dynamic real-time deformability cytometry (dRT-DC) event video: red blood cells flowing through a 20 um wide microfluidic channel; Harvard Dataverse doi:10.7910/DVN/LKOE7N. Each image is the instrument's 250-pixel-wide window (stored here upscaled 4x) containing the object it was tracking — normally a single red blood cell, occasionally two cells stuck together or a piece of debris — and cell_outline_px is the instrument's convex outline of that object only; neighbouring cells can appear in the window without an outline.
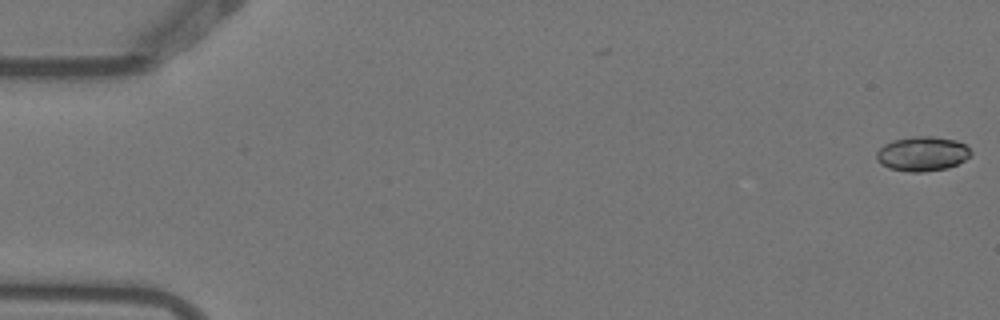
{"species": "Egyptian fruit bat (a non-hibernating species)", "species_latin": "Rousettus aegyptiacus", "temperature_condition": "warm", "stored_images_in_passage": 5, "camera_frame_rate_fps": 3000, "um_per_image_px": 0.085, "animal": {"sex": "female"}, "frame": {"image": 1, "passage_image": 1, "time_ms": 0.0, "image_size_px": [1000, 320], "cell_outline_px": [[972, 152], [964, 160], [948, 168], [924, 172], [908, 172], [888, 168], [880, 164], [876, 160], [876, 152], [884, 144], [892, 140], [912, 136], [932, 136], [956, 140], [964, 144]], "centroid_in_image_um": [78.35, 13.07], "position_along_channel_um": 6.6, "area_um2": 19.13}}
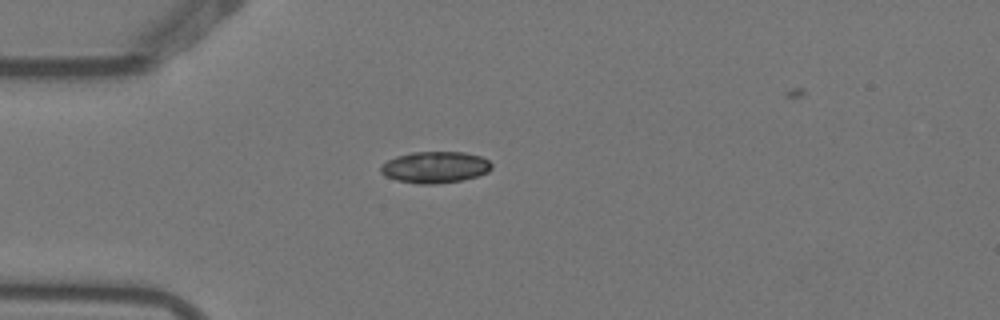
{"frame": {"image": 2, "passage_image": 4, "time_ms": 1.0, "image_size_px": [1000, 320], "cell_outline_px": [[492, 168], [488, 172], [476, 176], [460, 180], [436, 184], [416, 184], [396, 180], [384, 176], [380, 172], [380, 168], [388, 160], [396, 156], [412, 152], [464, 152], [480, 156], [488, 160], [492, 164]], "centroid_in_image_um": [36.97, 14.21], "position_along_channel_um": 48.0, "area_um2": 20.35}}